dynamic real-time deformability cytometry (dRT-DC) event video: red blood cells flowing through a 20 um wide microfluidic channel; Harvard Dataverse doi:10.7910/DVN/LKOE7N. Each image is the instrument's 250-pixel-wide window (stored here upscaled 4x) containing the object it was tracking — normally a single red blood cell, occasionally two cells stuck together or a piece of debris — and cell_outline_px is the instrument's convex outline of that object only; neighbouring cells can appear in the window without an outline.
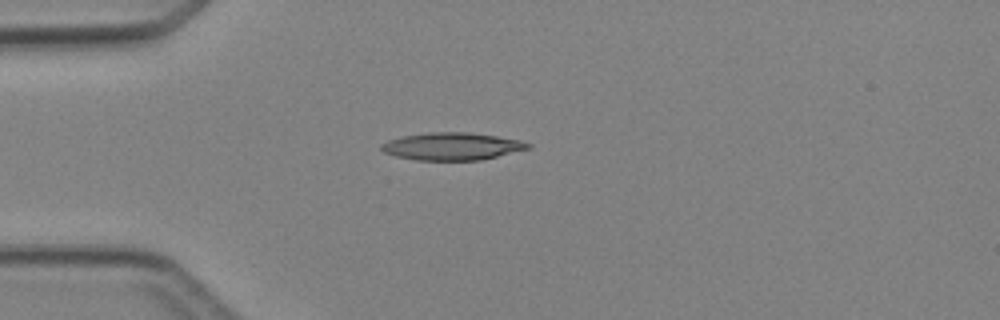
{"species": "Egyptian fruit bat (a non-hibernating species)", "species_latin": "Rousettus aegyptiacus", "temperature_condition": "cold", "stored_images_in_passage": 3, "camera_frame_rate_fps": 3000, "um_per_image_px": 0.085, "animal": {"sex": "female"}, "frame": {"image": 1, "passage_image": 3, "time_ms": 3.0, "image_size_px": [1000, 320], "cell_outline_px": [[532, 148], [480, 160], [416, 160], [396, 156], [384, 152], [380, 148], [380, 144], [388, 140], [404, 136], [428, 132], [468, 132], [496, 136], [520, 140], [532, 144]], "centroid_in_image_um": [38.43, 12.43], "position_along_channel_um": 46.6, "area_um2": 23.47}}